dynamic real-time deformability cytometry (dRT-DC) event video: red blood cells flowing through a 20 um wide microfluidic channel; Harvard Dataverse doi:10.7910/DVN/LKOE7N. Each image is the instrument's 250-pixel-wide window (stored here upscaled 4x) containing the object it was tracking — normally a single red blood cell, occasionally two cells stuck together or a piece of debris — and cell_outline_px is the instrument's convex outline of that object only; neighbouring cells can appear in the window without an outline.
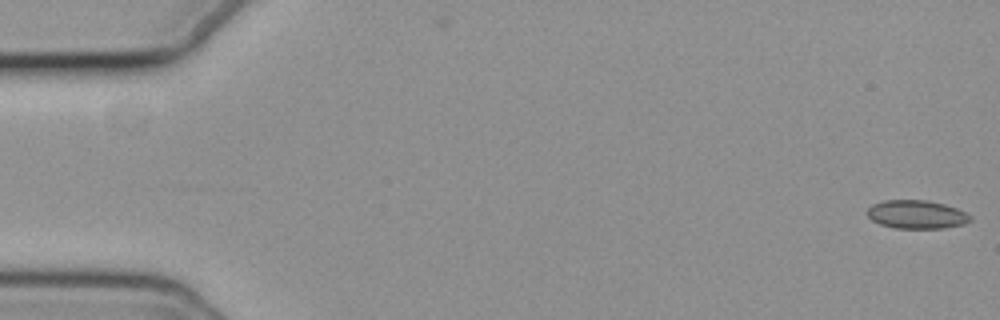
{"species": "common noctule bat (a hibernating species)", "species_latin": "Nyctalus noctula", "temperature_condition": "cold", "stored_images_in_passage": 57, "camera_frame_rate_fps": 3000, "um_per_image_px": 0.085, "animal": {"sex": "female", "body_mass_g": 19.3, "forearm_length_mm": 54.1}, "frame": {"image": 1, "passage_image": 1, "time_ms": 0.0, "image_size_px": [1000, 320], "cell_outline_px": [[972, 220], [964, 224], [944, 228], [896, 228], [880, 224], [872, 220], [868, 216], [868, 208], [872, 204], [884, 200], [928, 200], [944, 204], [956, 208], [972, 216]], "centroid_in_image_um": [77.92, 18.22], "position_along_channel_um": 7.1, "area_um2": 17.05}}
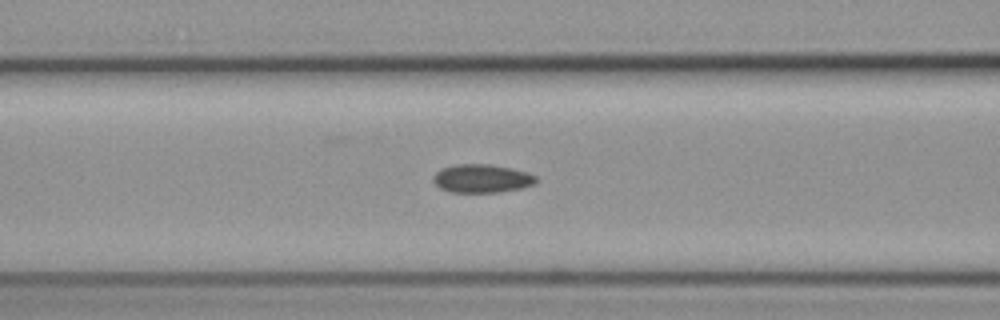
{"frame": {"image": 2, "passage_image": 23, "time_ms": 7.333, "image_size_px": [1000, 320], "cell_outline_px": [[536, 184], [520, 188], [500, 192], [448, 192], [440, 188], [432, 180], [432, 176], [440, 168], [456, 164], [488, 164], [512, 168], [528, 172], [536, 176]], "centroid_in_image_um": [40.94, 15.17], "position_along_channel_um": 125.7, "area_um2": 17.17}}
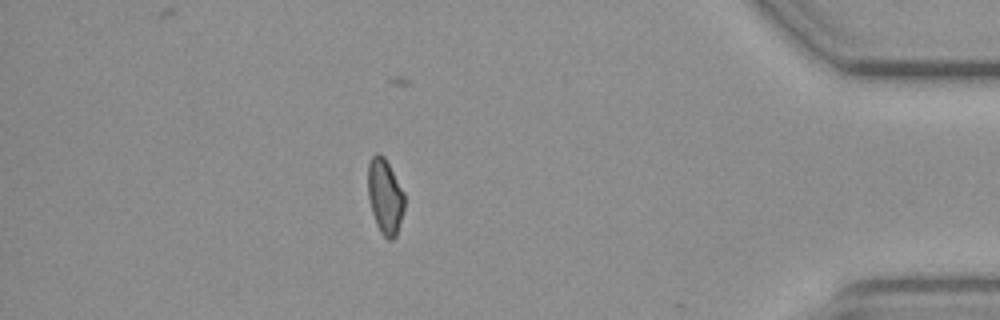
{"frame": {"image": 3, "passage_image": 49, "time_ms": 16.0, "image_size_px": [1000, 320], "cell_outline_px": [[404, 208], [396, 236], [392, 240], [388, 240], [380, 232], [376, 224], [372, 212], [368, 196], [368, 164], [372, 156], [376, 152], [380, 152], [384, 156], [404, 192]], "centroid_in_image_um": [32.72, 16.68], "position_along_channel_um": 402.5, "area_um2": 16.01}, "authors_computed_cell_mechanics": {"area_um2": 16.9354, "velocity_mm_per_s": 3.7276, "shape_relaxation_time_tau1_ms": null, "shape_relaxation_time_tau2_ms": 7.6083, "deformation_change_tau1": null, "deformation_change_tau2": 0.1185}}